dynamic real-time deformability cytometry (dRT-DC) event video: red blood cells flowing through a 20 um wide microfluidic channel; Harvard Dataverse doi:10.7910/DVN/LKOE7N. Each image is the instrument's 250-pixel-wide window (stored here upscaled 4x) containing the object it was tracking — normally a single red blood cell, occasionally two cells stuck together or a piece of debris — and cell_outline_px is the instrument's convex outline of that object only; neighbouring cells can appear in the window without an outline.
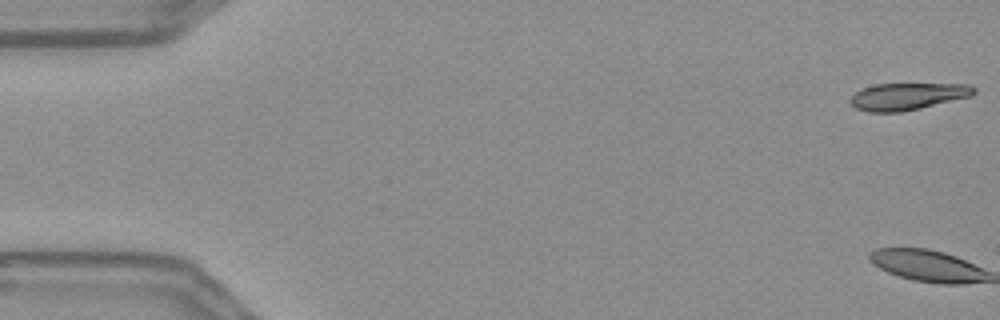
{"species": "Egyptian fruit bat (a non-hibernating species)", "species_latin": "Rousettus aegyptiacus", "temperature_condition": "warm", "stored_images_in_passage": 3, "camera_frame_rate_fps": 3000, "um_per_image_px": 0.085, "frame": {"image": 1, "passage_image": 1, "time_ms": 0.0, "image_size_px": [1000, 320], "cell_outline_px": [[976, 92], [972, 96], [920, 108], [900, 112], [868, 112], [856, 108], [848, 100], [860, 88], [876, 84], [968, 84], [976, 88]], "centroid_in_image_um": [77.14, 8.19], "position_along_channel_um": 7.9, "area_um2": 19.48}}